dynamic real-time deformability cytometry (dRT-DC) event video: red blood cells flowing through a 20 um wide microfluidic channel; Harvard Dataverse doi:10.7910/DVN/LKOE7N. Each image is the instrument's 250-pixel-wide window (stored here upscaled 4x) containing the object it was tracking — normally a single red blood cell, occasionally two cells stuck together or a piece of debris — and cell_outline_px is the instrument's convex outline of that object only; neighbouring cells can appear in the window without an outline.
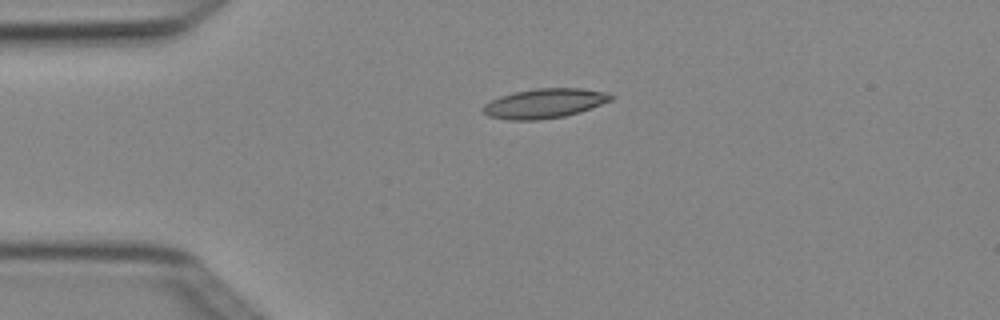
{"species": "Egyptian fruit bat (a non-hibernating species)", "species_latin": "Rousettus aegyptiacus", "temperature_condition": "cold", "stored_images_in_passage": 7, "camera_frame_rate_fps": 3000, "um_per_image_px": 0.085, "animal": {"sex": "female"}, "frame": {"image": 1, "passage_image": 3, "time_ms": 0.667, "image_size_px": [1000, 320], "cell_outline_px": [[612, 100], [580, 112], [564, 116], [540, 120], [508, 120], [488, 116], [480, 108], [484, 104], [500, 96], [512, 92], [536, 88], [580, 88], [608, 92], [612, 96]], "centroid_in_image_um": [46.26, 8.79], "position_along_channel_um": 38.7, "area_um2": 22.14}}
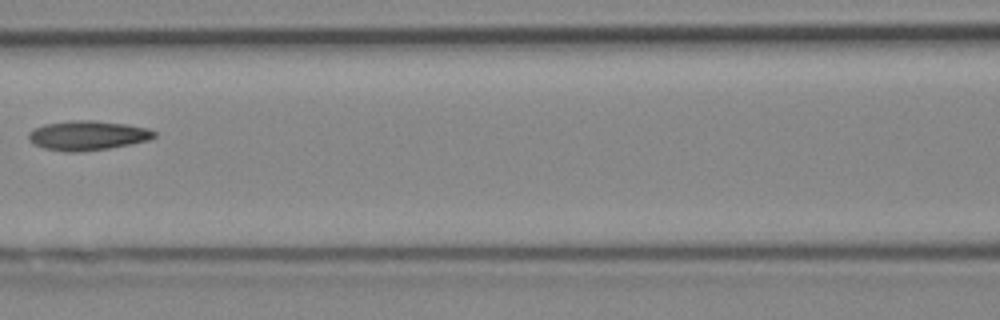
{"frame": {"image": 2, "passage_image": 6, "time_ms": 1.667, "image_size_px": [1000, 320], "cell_outline_px": [[156, 136], [148, 140], [108, 148], [80, 152], [64, 152], [44, 148], [32, 144], [28, 140], [28, 132], [44, 124], [72, 120], [92, 120], [124, 124], [148, 128], [156, 132]], "centroid_in_image_um": [7.4, 11.52], "position_along_channel_um": 159.2, "area_um2": 21.56}}
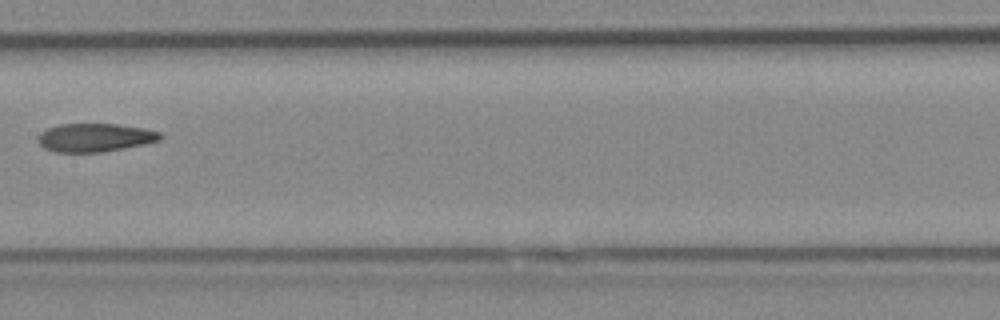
{"frame": {"image": 3, "passage_image": 7, "time_ms": 2.0, "image_size_px": [1000, 320], "cell_outline_px": [[164, 136], [160, 140], [144, 144], [124, 148], [100, 152], [56, 152], [44, 148], [36, 140], [40, 132], [48, 128], [60, 124], [116, 124], [144, 128], [160, 132]], "centroid_in_image_um": [8.06, 11.69], "position_along_channel_um": 199.3, "area_um2": 20.23}}